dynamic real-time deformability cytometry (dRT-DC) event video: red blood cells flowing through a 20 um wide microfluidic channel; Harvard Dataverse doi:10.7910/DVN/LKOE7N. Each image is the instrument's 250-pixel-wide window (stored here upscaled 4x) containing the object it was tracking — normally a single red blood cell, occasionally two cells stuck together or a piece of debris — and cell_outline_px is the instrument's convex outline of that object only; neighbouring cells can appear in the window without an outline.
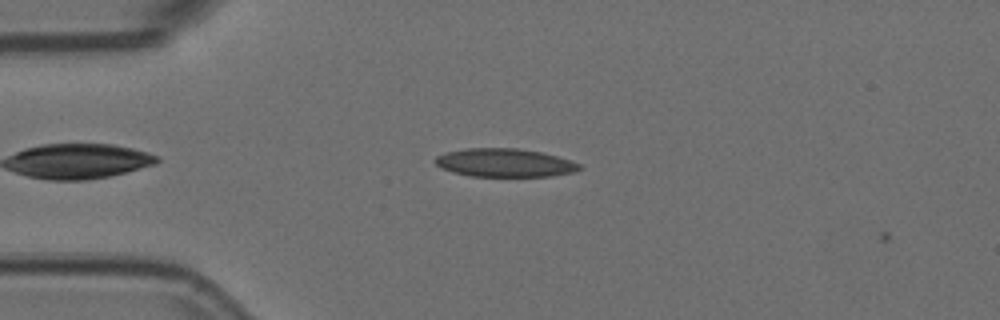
{"species": "Egyptian fruit bat (a non-hibernating species)", "species_latin": "Rousettus aegyptiacus", "temperature_condition": "room temperature", "stored_images_in_passage": 4, "camera_frame_rate_fps": 3000, "um_per_image_px": 0.085, "animal": {"sex": "female"}, "frame": {"image": 1, "passage_image": 3, "time_ms": 0.667, "image_size_px": [1000, 320], "cell_outline_px": [[580, 168], [572, 172], [552, 176], [472, 176], [452, 172], [440, 168], [432, 160], [436, 156], [444, 152], [468, 148], [516, 148], [540, 152], [556, 156], [580, 164]], "centroid_in_image_um": [42.81, 13.83], "position_along_channel_um": 42.2, "area_um2": 23.7}}